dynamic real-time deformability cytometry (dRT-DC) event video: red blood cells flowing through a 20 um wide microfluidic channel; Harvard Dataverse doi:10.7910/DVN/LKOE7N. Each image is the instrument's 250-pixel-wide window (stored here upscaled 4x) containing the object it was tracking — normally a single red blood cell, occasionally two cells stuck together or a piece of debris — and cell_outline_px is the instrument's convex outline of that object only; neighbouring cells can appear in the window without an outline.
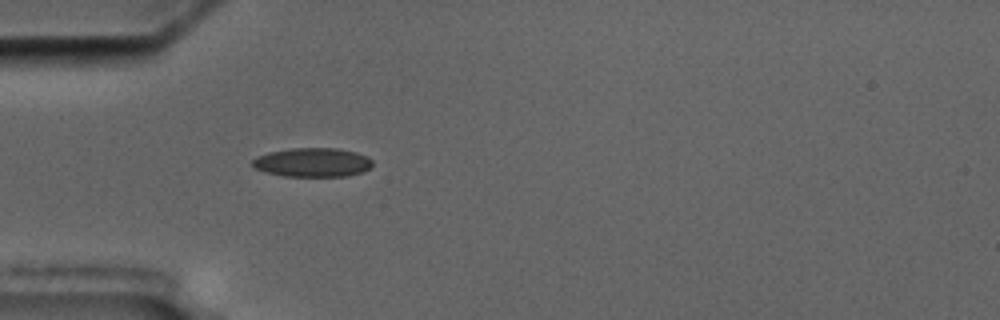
{"species": "common noctule bat (a hibernating species)", "species_latin": "Nyctalus noctula", "temperature_condition": "cold", "stored_images_in_passage": 7, "camera_frame_rate_fps": 3000, "um_per_image_px": 0.085, "animal": {"sex": "male", "body_mass_g": 17.5, "forearm_length_mm": 52.3}, "frame": {"image": 1, "passage_image": 7, "time_ms": 8.333, "image_size_px": [1000, 320], "cell_outline_px": [[372, 168], [364, 172], [348, 176], [284, 176], [264, 172], [252, 168], [252, 160], [256, 156], [268, 152], [292, 148], [336, 148], [356, 152], [368, 156], [372, 160]], "centroid_in_image_um": [26.57, 13.81], "position_along_channel_um": 58.4, "area_um2": 20.63}}